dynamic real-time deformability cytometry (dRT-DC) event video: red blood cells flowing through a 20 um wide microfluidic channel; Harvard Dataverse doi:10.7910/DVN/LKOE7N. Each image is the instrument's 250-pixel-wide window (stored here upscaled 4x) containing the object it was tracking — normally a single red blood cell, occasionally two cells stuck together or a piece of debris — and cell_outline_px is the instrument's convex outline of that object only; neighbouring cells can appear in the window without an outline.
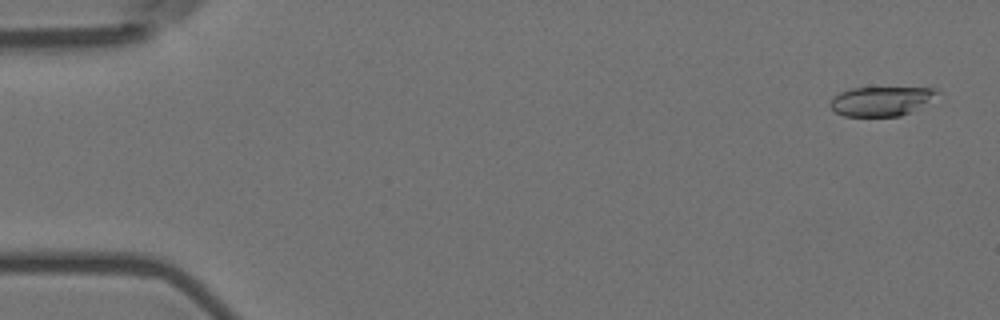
{"species": "Egyptian fruit bat (a non-hibernating species)", "species_latin": "Rousettus aegyptiacus", "temperature_condition": "room temperature", "stored_images_in_passage": 56, "camera_frame_rate_fps": 3000, "um_per_image_px": 0.085, "animal": {"sex": "female"}, "frame": {"image": 1, "passage_image": 2, "time_ms": 0.333, "image_size_px": [1000, 320], "cell_outline_px": [[940, 92], [912, 112], [900, 116], [844, 116], [836, 112], [832, 108], [832, 100], [840, 92], [852, 88], [936, 88]], "centroid_in_image_um": [74.91, 8.6], "position_along_channel_um": 10.1, "area_um2": 17.86}}
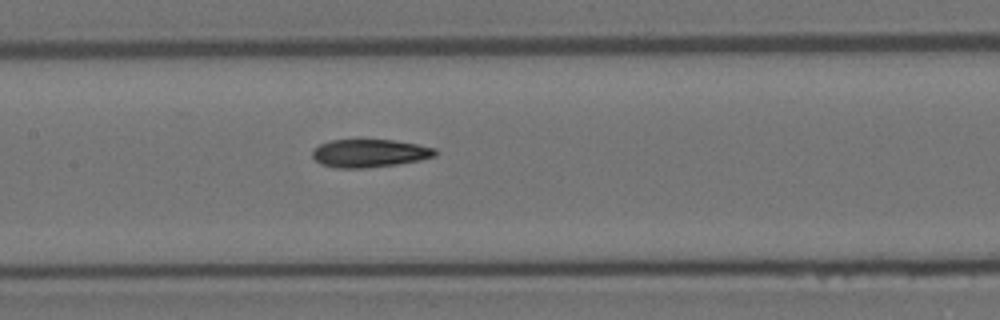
{"frame": {"image": 2, "passage_image": 27, "time_ms": 8.667, "image_size_px": [1000, 320], "cell_outline_px": [[436, 156], [420, 160], [396, 164], [364, 168], [336, 168], [320, 164], [312, 156], [312, 152], [320, 144], [332, 140], [392, 140], [416, 144], [436, 148]], "centroid_in_image_um": [31.41, 13.03], "position_along_channel_um": 176.0, "area_um2": 19.88}}
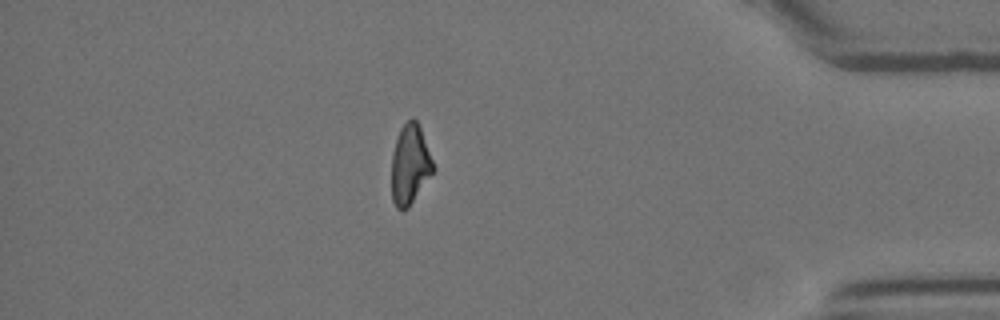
{"frame": {"image": 3, "passage_image": 49, "time_ms": 16.0, "image_size_px": [1000, 320], "cell_outline_px": [[436, 168], [408, 208], [396, 208], [392, 200], [392, 152], [400, 128], [412, 116], [420, 124]], "centroid_in_image_um": [34.87, 13.94], "position_along_channel_um": 400.3, "area_um2": 19.48}, "authors_computed_cell_mechanics": {"area_um2": 19.8832, "velocity_mm_per_s": 3.5855, "shape_relaxation_time_tau1_ms": 9.7328, "shape_relaxation_time_tau2_ms": 3.8738, "deformation_change_tau1": 0.2511, "deformation_change_tau2": 0.1227}}